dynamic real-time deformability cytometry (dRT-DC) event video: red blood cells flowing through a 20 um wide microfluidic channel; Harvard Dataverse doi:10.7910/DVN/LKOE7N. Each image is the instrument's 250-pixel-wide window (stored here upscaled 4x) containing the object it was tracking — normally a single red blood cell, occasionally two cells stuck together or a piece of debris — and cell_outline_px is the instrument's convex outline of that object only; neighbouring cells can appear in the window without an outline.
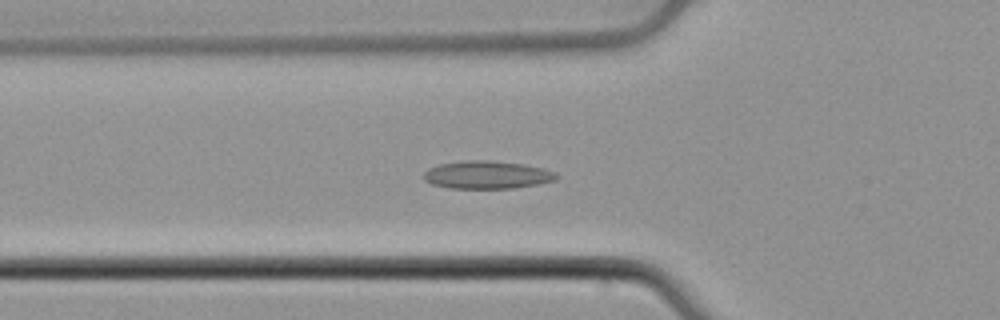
{"species": "common noctule bat (a hibernating species)", "species_latin": "Nyctalus noctula", "temperature_condition": "cold", "stored_images_in_passage": 47, "camera_frame_rate_fps": 3000, "um_per_image_px": 0.085, "animal": {"sex": "male", "body_mass_g": 21.5, "forearm_length_mm": 52.0}, "frame": {"image": 1, "passage_image": 12, "time_ms": 3.667, "image_size_px": [1000, 320], "cell_outline_px": [[560, 176], [556, 180], [540, 184], [512, 188], [448, 188], [432, 184], [424, 180], [424, 172], [428, 168], [440, 164], [464, 160], [488, 160], [524, 164], [544, 168], [556, 172]], "centroid_in_image_um": [41.43, 14.86], "position_along_channel_um": 84.4, "area_um2": 21.73}}
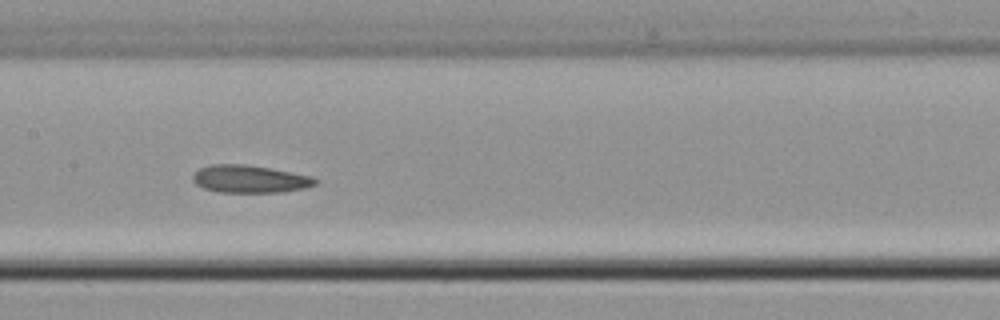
{"frame": {"image": 2, "passage_image": 20, "time_ms": 6.333, "image_size_px": [1000, 320], "cell_outline_px": [[320, 180], [316, 184], [304, 188], [280, 192], [216, 192], [204, 188], [196, 184], [192, 180], [192, 176], [200, 168], [212, 164], [244, 164], [272, 168], [312, 176]], "centroid_in_image_um": [21.25, 15.21], "position_along_channel_um": 186.2, "area_um2": 19.77}}
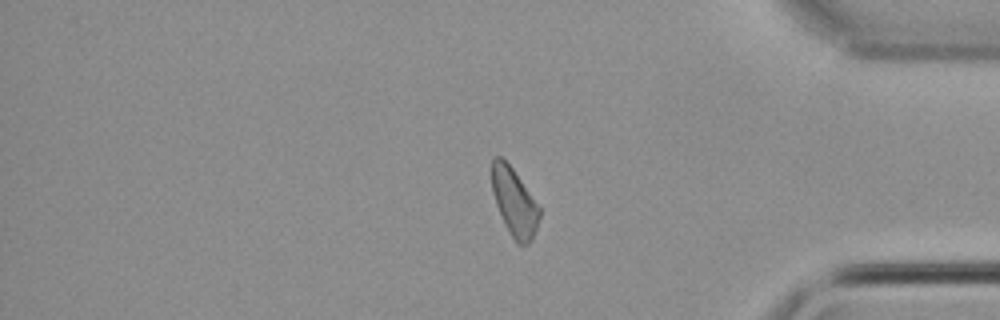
{"frame": {"image": 3, "passage_image": 38, "time_ms": 12.333, "image_size_px": [1000, 320], "cell_outline_px": [[540, 216], [532, 240], [528, 244], [516, 244], [504, 224], [496, 204], [492, 192], [492, 160], [496, 156], [500, 156], [512, 168], [540, 208]], "centroid_in_image_um": [43.71, 17.22], "position_along_channel_um": 391.5, "area_um2": 18.55}, "authors_computed_cell_mechanics": {"area_um2": 19.652, "velocity_mm_per_s": 3.8153, "shape_relaxation_time_tau1_ms": null, "shape_relaxation_time_tau2_ms": 3.6234, "deformation_change_tau1": null, "deformation_change_tau2": 0.0901}}